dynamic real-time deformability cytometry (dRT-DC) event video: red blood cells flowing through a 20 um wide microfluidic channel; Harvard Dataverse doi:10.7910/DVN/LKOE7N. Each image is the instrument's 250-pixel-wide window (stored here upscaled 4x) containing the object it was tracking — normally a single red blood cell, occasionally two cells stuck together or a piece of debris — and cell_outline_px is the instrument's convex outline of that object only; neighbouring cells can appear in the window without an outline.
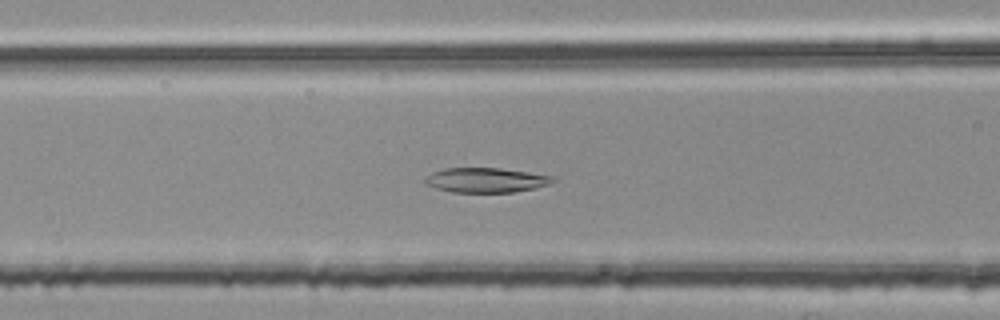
{"species": "common noctule bat (a hibernating species)", "species_latin": "Nyctalus noctula", "temperature_condition": "room temperature", "stored_images_in_passage": 52, "camera_frame_rate_fps": 3000, "um_per_image_px": 0.085, "animal": {"sex": "female", "body_mass_g": 25.1}, "frame": {"image": 1, "passage_image": 21, "time_ms": 6.667, "image_size_px": [1000, 320], "cell_outline_px": [[556, 180], [548, 184], [536, 188], [512, 192], [452, 192], [436, 188], [424, 184], [424, 180], [432, 172], [444, 168], [500, 168], [556, 176]], "centroid_in_image_um": [41.32, 15.3], "position_along_channel_um": 125.3, "area_um2": 18.44}}
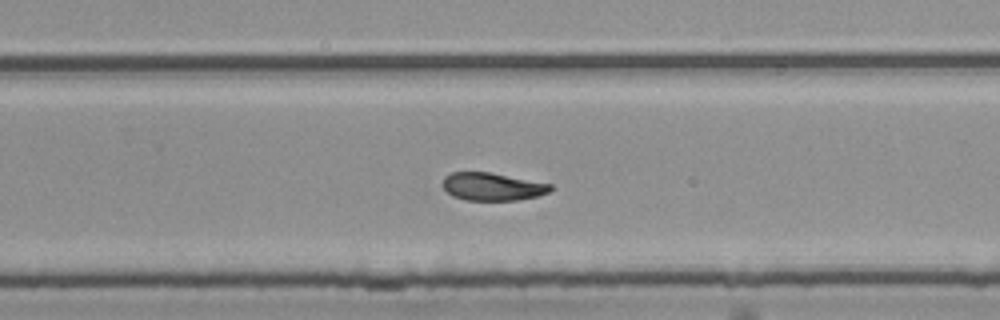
{"frame": {"image": 2, "passage_image": 34, "time_ms": 11.0, "image_size_px": [1000, 320], "cell_outline_px": [[556, 188], [540, 196], [516, 200], [464, 200], [452, 196], [444, 188], [444, 176], [452, 172], [488, 172], [552, 184]], "centroid_in_image_um": [41.89, 15.87], "position_along_channel_um": 287.9, "area_um2": 17.46}}
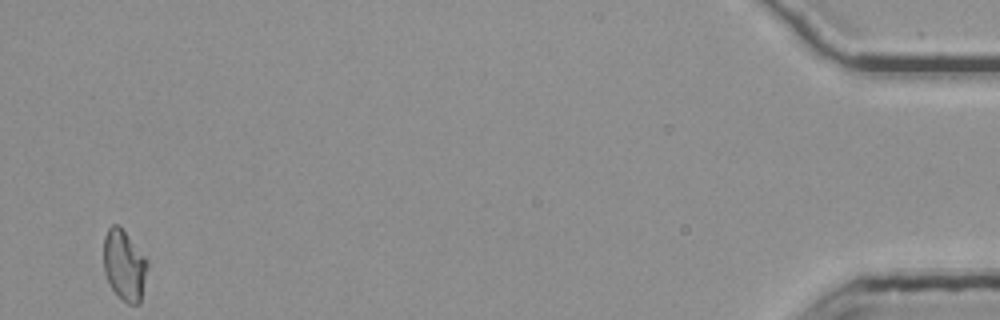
{"frame": {"image": 3, "passage_image": 52, "time_ms": 17.0, "image_size_px": [1000, 320], "cell_outline_px": [[148, 264], [140, 304], [128, 304], [112, 288], [104, 272], [104, 236], [108, 228], [112, 224], [116, 224], [124, 232], [148, 260]], "centroid_in_image_um": [10.57, 22.55], "position_along_channel_um": 424.6, "area_um2": 17.63}, "authors_computed_cell_mechanics": {"area_um2": 18.5249, "velocity_mm_per_s": 3.7697, "shape_relaxation_time_tau1_ms": null, "shape_relaxation_time_tau2_ms": 5.5994, "deformation_change_tau1": null, "deformation_change_tau2": 0.1145}}